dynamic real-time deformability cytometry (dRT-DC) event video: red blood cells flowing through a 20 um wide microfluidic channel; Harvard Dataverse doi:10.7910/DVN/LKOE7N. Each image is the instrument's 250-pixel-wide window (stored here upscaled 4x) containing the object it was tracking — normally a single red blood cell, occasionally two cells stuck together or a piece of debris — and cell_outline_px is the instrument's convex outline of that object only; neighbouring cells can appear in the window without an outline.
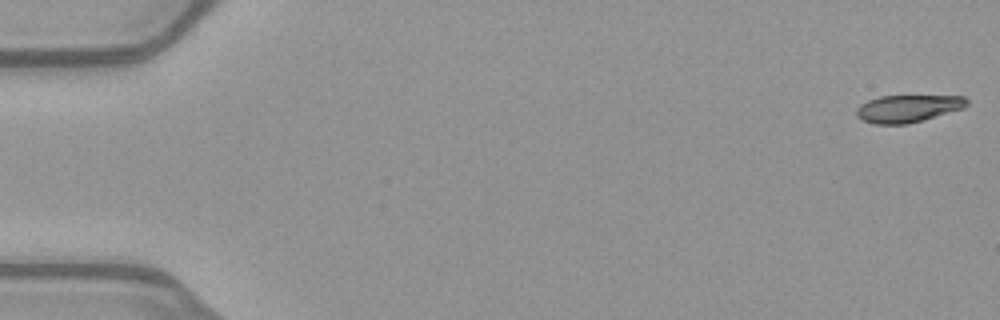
{"species": "common noctule bat (a hibernating species)", "species_latin": "Nyctalus noctula", "temperature_condition": "warm", "stored_images_in_passage": 9, "camera_frame_rate_fps": 3000, "um_per_image_px": 0.085, "animal": {"sex": "female", "body_mass_g": 21.9}, "frame": {"image": 1, "passage_image": 1, "time_ms": 0.0, "image_size_px": [1000, 320], "cell_outline_px": [[968, 104], [964, 108], [924, 120], [908, 124], [872, 124], [860, 120], [856, 116], [856, 108], [860, 104], [868, 100], [880, 96], [964, 96], [968, 100]], "centroid_in_image_um": [77.14, 9.23], "position_along_channel_um": 7.9, "area_um2": 17.8}}